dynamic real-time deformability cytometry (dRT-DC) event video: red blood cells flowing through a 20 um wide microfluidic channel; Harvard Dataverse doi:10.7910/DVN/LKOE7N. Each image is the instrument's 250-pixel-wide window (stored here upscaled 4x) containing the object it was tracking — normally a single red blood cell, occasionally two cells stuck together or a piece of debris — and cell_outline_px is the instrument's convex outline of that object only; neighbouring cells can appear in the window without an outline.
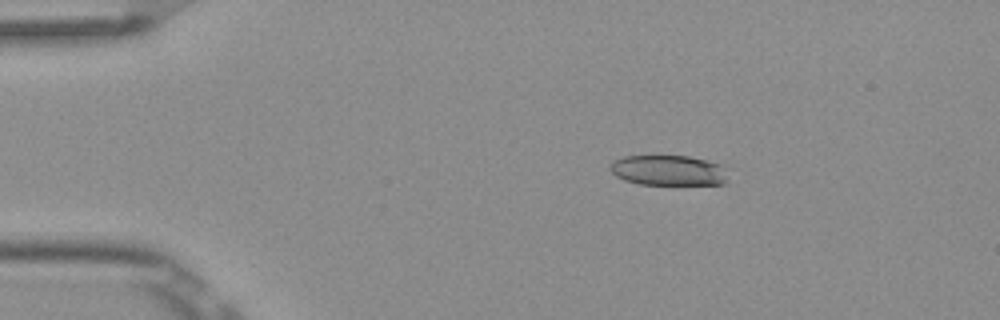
{"species": "Egyptian fruit bat (a non-hibernating species)", "species_latin": "Rousettus aegyptiacus", "temperature_condition": "room temperature", "stored_images_in_passage": 4, "camera_frame_rate_fps": 3000, "um_per_image_px": 0.085, "frame": {"image": 1, "passage_image": 3, "time_ms": 0.667, "image_size_px": [1000, 320], "cell_outline_px": [[728, 180], [724, 184], [640, 184], [624, 180], [616, 176], [608, 168], [612, 160], [624, 156], [656, 152], [688, 156], [720, 164]], "centroid_in_image_um": [56.71, 14.42], "position_along_channel_um": 28.3, "area_um2": 21.62}}